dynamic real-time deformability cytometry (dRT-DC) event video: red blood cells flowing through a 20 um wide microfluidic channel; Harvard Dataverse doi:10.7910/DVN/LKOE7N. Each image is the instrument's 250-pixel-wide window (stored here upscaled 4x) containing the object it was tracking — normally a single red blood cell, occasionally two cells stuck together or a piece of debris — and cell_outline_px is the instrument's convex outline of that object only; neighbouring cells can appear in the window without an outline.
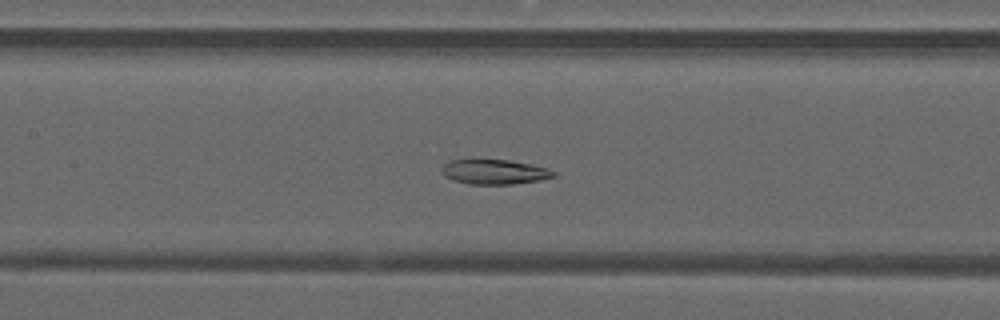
{"species": "common noctule bat (a hibernating species)", "species_latin": "Nyctalus noctula", "temperature_condition": "warm", "stored_images_in_passage": 47, "camera_frame_rate_fps": 3000, "um_per_image_px": 0.085, "animal": {"sex": "male", "forearm_length_mm": 52.5}, "frame": {"image": 1, "passage_image": 21, "time_ms": 6.667, "image_size_px": [1000, 320], "cell_outline_px": [[556, 176], [540, 180], [512, 184], [468, 184], [452, 180], [444, 176], [440, 172], [440, 168], [444, 164], [452, 160], [508, 160], [532, 164], [556, 172]], "centroid_in_image_um": [41.99, 14.62], "position_along_channel_um": 165.4, "area_um2": 16.13}}
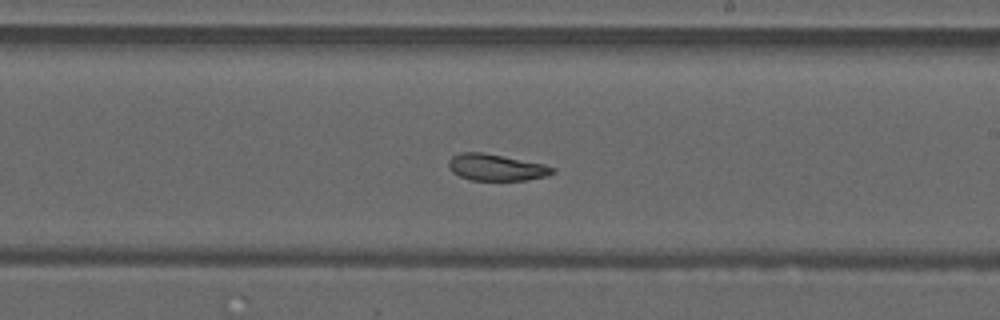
{"frame": {"image": 2, "passage_image": 27, "time_ms": 8.667, "image_size_px": [1000, 320], "cell_outline_px": [[556, 172], [548, 176], [524, 180], [468, 180], [452, 172], [448, 168], [448, 160], [452, 156], [460, 152], [484, 152], [544, 164], [556, 168]], "centroid_in_image_um": [42.17, 14.22], "position_along_channel_um": 246.8, "area_um2": 16.3}}
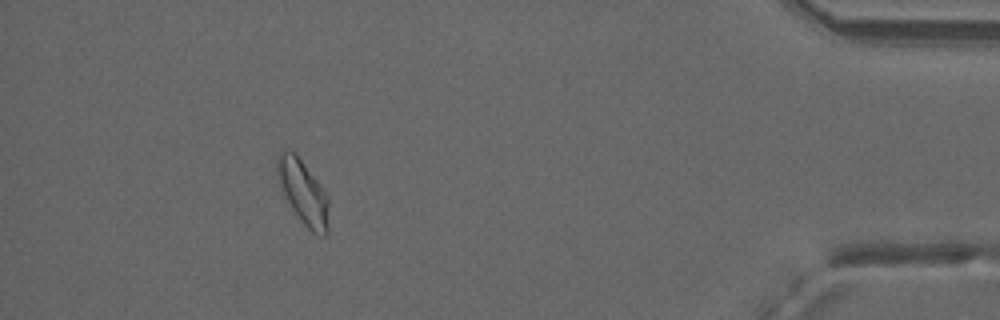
{"frame": {"image": 3, "passage_image": 43, "time_ms": 14.0, "image_size_px": [1000, 320], "cell_outline_px": [[328, 232], [324, 236], [316, 236], [300, 220], [292, 208], [276, 176], [276, 160], [280, 152], [296, 152], [328, 196]], "centroid_in_image_um": [25.78, 16.36], "position_along_channel_um": 409.4, "area_um2": 19.02}, "authors_computed_cell_mechanics": {"area_um2": 18.0336, "velocity_mm_per_s": 4.089, "shape_relaxation_time_tau1_ms": null, "shape_relaxation_time_tau2_ms": 9.994, "deformation_change_tau1": null, "deformation_change_tau2": 0.1715}}